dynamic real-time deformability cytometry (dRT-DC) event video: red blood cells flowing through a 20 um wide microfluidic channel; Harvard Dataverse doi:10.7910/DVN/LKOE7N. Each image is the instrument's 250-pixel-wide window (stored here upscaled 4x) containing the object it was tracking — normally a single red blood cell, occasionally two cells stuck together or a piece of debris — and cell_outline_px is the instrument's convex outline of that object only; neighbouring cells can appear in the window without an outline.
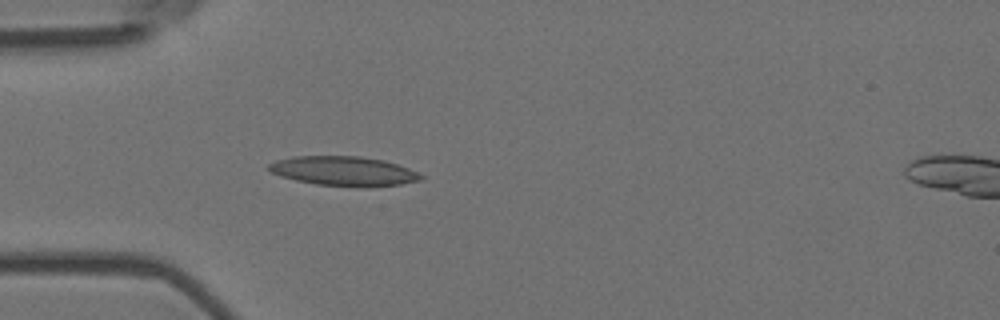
{"species": "Egyptian fruit bat (a non-hibernating species)", "species_latin": "Rousettus aegyptiacus", "temperature_condition": "room temperature", "stored_images_in_passage": 4, "camera_frame_rate_fps": 3000, "um_per_image_px": 0.085, "animal": {"sex": "female"}, "frame": {"image": 1, "passage_image": 3, "time_ms": 0.667, "image_size_px": [1000, 320], "cell_outline_px": [[424, 180], [400, 184], [372, 188], [356, 188], [316, 184], [296, 180], [280, 176], [272, 172], [268, 168], [268, 164], [276, 160], [292, 156], [360, 156], [384, 160], [408, 168], [424, 176]], "centroid_in_image_um": [29.25, 14.56], "position_along_channel_um": 55.8, "area_um2": 26.53}}